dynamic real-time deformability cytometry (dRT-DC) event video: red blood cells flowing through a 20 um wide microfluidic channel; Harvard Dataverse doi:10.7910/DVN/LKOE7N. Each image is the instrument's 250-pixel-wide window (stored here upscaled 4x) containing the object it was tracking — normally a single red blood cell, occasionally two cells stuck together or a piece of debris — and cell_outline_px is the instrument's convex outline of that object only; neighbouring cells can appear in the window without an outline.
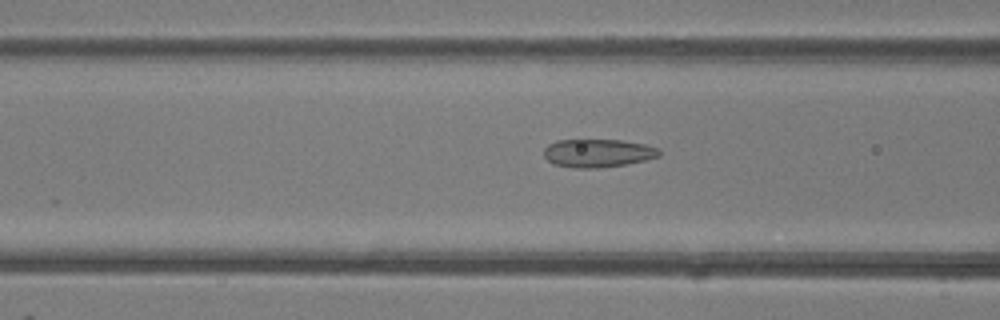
{"species": "common noctule bat (a hibernating species)", "species_latin": "Nyctalus noctula", "temperature_condition": "room temperature", "stored_images_in_passage": 39, "camera_frame_rate_fps": 3000, "um_per_image_px": 0.085, "animal": {"sex": "female"}, "frame": {"image": 1, "passage_image": 10, "time_ms": 3.0, "image_size_px": [1000, 320], "cell_outline_px": [[660, 156], [628, 164], [596, 168], [572, 168], [552, 164], [544, 156], [544, 148], [548, 144], [556, 140], [624, 140], [644, 144], [660, 148]], "centroid_in_image_um": [50.81, 13.01], "position_along_channel_um": 115.8, "area_um2": 19.13}}
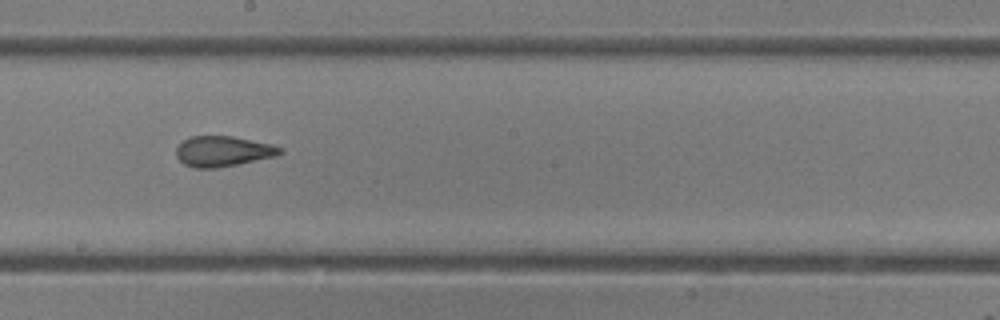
{"frame": {"image": 2, "passage_image": 18, "time_ms": 5.667, "image_size_px": [1000, 320], "cell_outline_px": [[284, 152], [276, 156], [216, 168], [196, 168], [184, 164], [176, 156], [176, 148], [184, 140], [192, 136], [232, 136], [272, 144], [284, 148]], "centroid_in_image_um": [18.97, 12.85], "position_along_channel_um": 229.2, "area_um2": 18.32}}
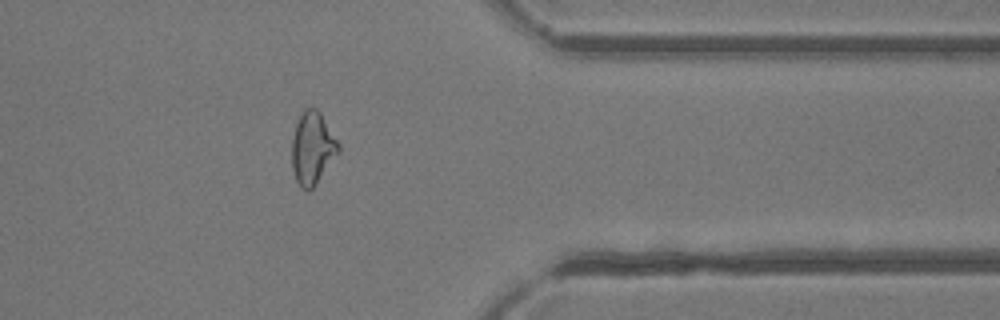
{"frame": {"image": 3, "passage_image": 30, "time_ms": 9.667, "image_size_px": [1000, 320], "cell_outline_px": [[340, 152], [316, 184], [308, 192], [300, 188], [296, 180], [292, 168], [292, 136], [296, 124], [304, 108], [316, 108], [320, 112], [340, 144]], "centroid_in_image_um": [26.56, 12.61], "position_along_channel_um": 384.8, "area_um2": 19.83}, "authors_computed_cell_mechanics": {"area_um2": 19.2474, "velocity_mm_per_s": 4.2438, "shape_relaxation_time_tau1_ms": null, "shape_relaxation_time_tau2_ms": 1.3059, "deformation_change_tau1": null, "deformation_change_tau2": 0.0748}}